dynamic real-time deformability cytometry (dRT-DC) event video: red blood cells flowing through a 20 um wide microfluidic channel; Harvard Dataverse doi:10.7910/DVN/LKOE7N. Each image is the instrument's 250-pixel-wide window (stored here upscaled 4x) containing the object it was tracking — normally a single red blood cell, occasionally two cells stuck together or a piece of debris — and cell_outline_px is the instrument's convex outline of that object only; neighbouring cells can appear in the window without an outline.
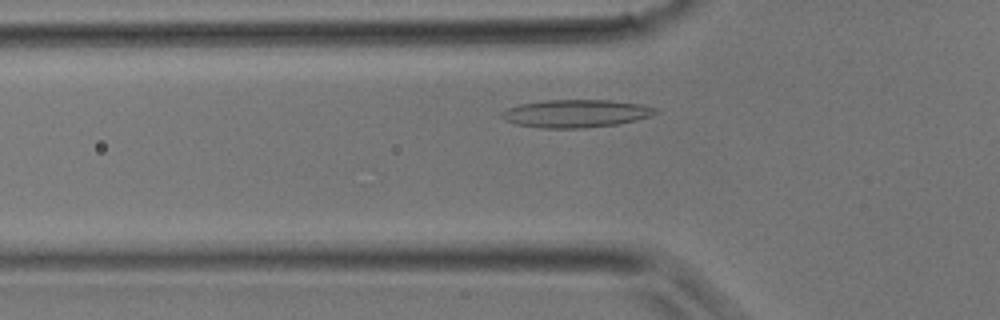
{"species": "common noctule bat (a hibernating species)", "species_latin": "Nyctalus noctula", "temperature_condition": "room temperature", "stored_images_in_passage": 29, "camera_frame_rate_fps": 3000, "um_per_image_px": 0.085, "animal": {"sex": "male", "body_mass_g": 17.9}, "frame": {"image": 1, "passage_image": 5, "time_ms": 1.333, "image_size_px": [1000, 320], "cell_outline_px": [[660, 112], [652, 116], [636, 120], [616, 124], [584, 128], [540, 128], [516, 124], [504, 120], [500, 116], [500, 112], [508, 108], [520, 104], [544, 100], [608, 100], [644, 104], [656, 108]], "centroid_in_image_um": [48.96, 9.64], "position_along_channel_um": 76.8, "area_um2": 25.14}}
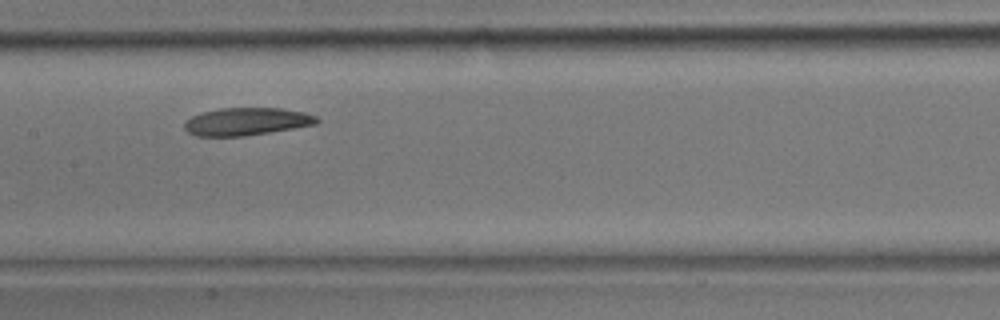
{"frame": {"image": 2, "passage_image": 11, "time_ms": 3.333, "image_size_px": [1000, 320], "cell_outline_px": [[320, 120], [316, 124], [244, 136], [196, 136], [188, 132], [184, 128], [184, 124], [192, 116], [200, 112], [220, 108], [280, 108], [304, 112], [316, 116]], "centroid_in_image_um": [20.94, 10.32], "position_along_channel_um": 186.5, "area_um2": 21.21}}
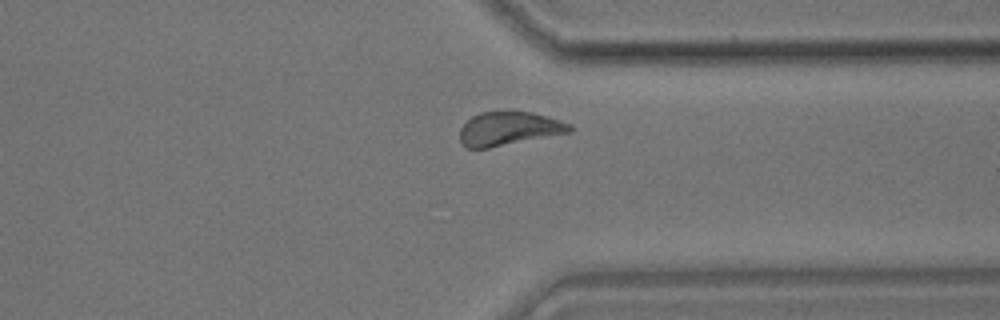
{"frame": {"image": 3, "passage_image": 21, "time_ms": 6.667, "image_size_px": [1000, 320], "cell_outline_px": [[572, 132], [488, 148], [464, 148], [460, 140], [460, 128], [472, 116], [480, 112], [508, 108], [532, 112], [548, 116], [572, 124]], "centroid_in_image_um": [43.26, 10.89], "position_along_channel_um": 368.1, "area_um2": 22.31}}